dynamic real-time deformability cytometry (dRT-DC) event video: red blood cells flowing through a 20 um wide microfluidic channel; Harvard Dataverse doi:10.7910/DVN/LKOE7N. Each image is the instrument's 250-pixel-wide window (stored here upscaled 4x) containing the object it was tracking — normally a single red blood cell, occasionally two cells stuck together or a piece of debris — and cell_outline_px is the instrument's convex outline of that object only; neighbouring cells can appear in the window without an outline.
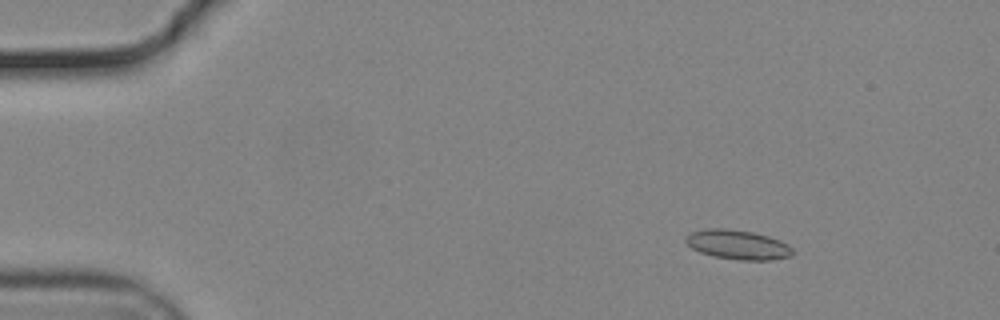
{"species": "common noctule bat (a hibernating species)", "species_latin": "Nyctalus noctula", "temperature_condition": "cold", "stored_images_in_passage": 17, "camera_frame_rate_fps": 3000, "um_per_image_px": 0.085, "animal": {"sex": "male", "body_mass_g": 19.2, "forearm_length_mm": 51.8}, "frame": {"image": 1, "passage_image": 7, "time_ms": 2.0, "image_size_px": [1000, 320], "cell_outline_px": [[792, 256], [772, 260], [740, 260], [712, 256], [700, 252], [692, 248], [684, 240], [684, 236], [692, 232], [708, 228], [724, 228], [752, 232], [768, 236], [780, 240], [788, 244], [792, 248]], "centroid_in_image_um": [62.7, 20.8], "position_along_channel_um": 22.3, "area_um2": 18.38}}
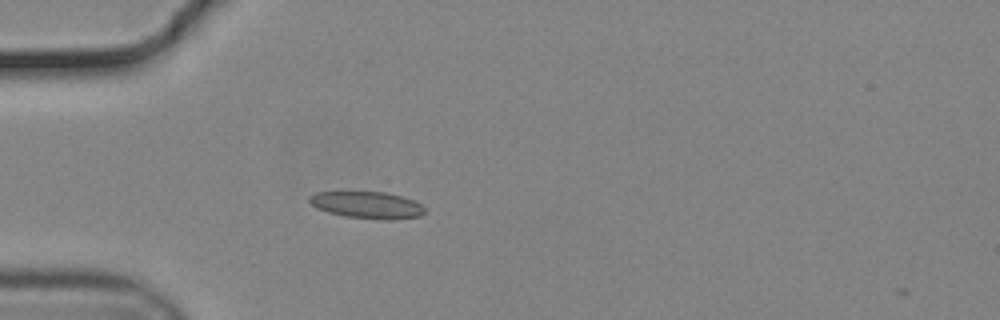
{"frame": {"image": 2, "passage_image": 16, "time_ms": 5.0, "image_size_px": [1000, 320], "cell_outline_px": [[424, 212], [420, 216], [392, 220], [380, 220], [344, 216], [328, 212], [316, 208], [308, 200], [308, 196], [316, 192], [384, 192], [400, 196], [412, 200], [420, 204], [424, 208]], "centroid_in_image_um": [31.18, 17.43], "position_along_channel_um": 53.8, "area_um2": 18.03}}